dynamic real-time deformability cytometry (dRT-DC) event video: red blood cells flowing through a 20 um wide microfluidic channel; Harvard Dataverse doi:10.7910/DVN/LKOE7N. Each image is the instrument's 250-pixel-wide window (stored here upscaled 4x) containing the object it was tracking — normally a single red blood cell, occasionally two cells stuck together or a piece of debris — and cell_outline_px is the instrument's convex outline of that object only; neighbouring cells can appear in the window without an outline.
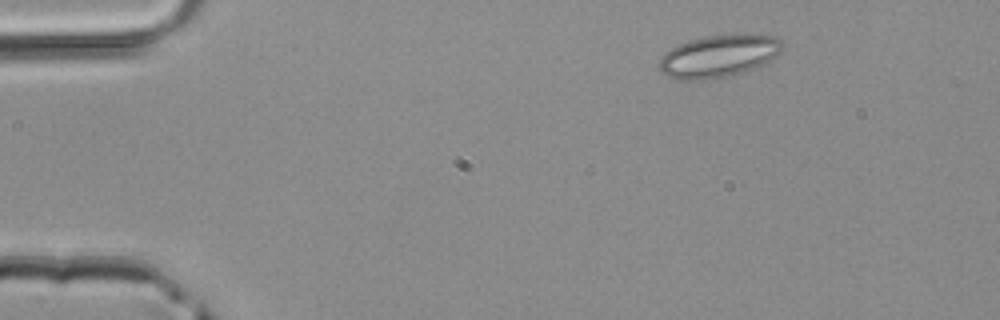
{"species": "common noctule bat (a hibernating species)", "species_latin": "Nyctalus noctula", "temperature_condition": "room temperature", "stored_images_in_passage": 3, "camera_frame_rate_fps": 3000, "um_per_image_px": 0.085, "animal": {"sex": "male", "body_mass_g": 20.4}, "frame": {"image": 1, "passage_image": 1, "time_ms": 0.0, "image_size_px": [1000, 320], "cell_outline_px": [[784, 48], [768, 64], [744, 72], [712, 80], [676, 80], [660, 72], [660, 56], [664, 52], [688, 40], [704, 36], [752, 32], [776, 36], [784, 40]], "centroid_in_image_um": [61.18, 4.75], "position_along_channel_um": 23.8, "area_um2": 31.62}}